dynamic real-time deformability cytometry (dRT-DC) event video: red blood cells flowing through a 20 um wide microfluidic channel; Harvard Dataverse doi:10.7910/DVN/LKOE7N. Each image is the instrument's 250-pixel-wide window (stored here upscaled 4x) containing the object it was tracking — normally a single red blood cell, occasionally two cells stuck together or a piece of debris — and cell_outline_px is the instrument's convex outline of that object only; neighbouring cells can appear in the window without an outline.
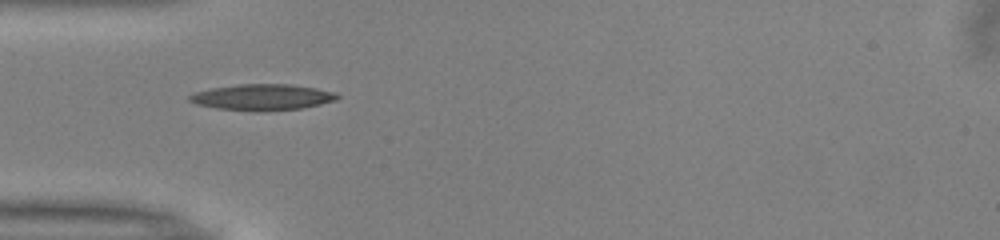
{"species": "common noctule bat (a hibernating species)", "species_latin": "Nyctalus noctula", "temperature_condition": "warm", "stored_images_in_passage": 36, "camera_frame_rate_fps": 3000, "um_per_image_px": 0.085, "animal": {"sex": "male", "body_mass_g": 13.0, "forearm_length_mm": 53.1}, "frame": {"image": 1, "passage_image": 1, "time_ms": 0.0, "image_size_px": [1000, 240], "cell_outline_px": [[340, 96], [336, 100], [320, 104], [300, 108], [216, 108], [196, 104], [188, 100], [188, 96], [196, 92], [212, 88], [240, 84], [288, 84], [316, 88], [336, 92]], "centroid_in_image_um": [22.32, 8.2], "position_along_channel_um": 62.7, "area_um2": 21.21}}
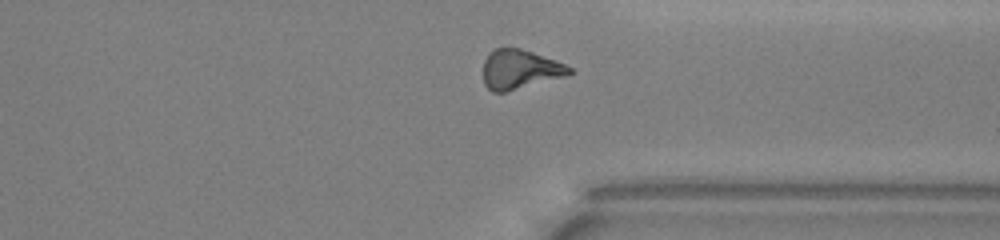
{"frame": {"image": 2, "passage_image": 24, "time_ms": 7.667, "image_size_px": [1000, 240], "cell_outline_px": [[576, 72], [568, 76], [504, 92], [492, 92], [484, 84], [484, 60], [496, 48], [520, 48], [532, 52], [564, 64], [572, 68]], "centroid_in_image_um": [44.23, 5.91], "position_along_channel_um": 367.2, "area_um2": 19.59}}
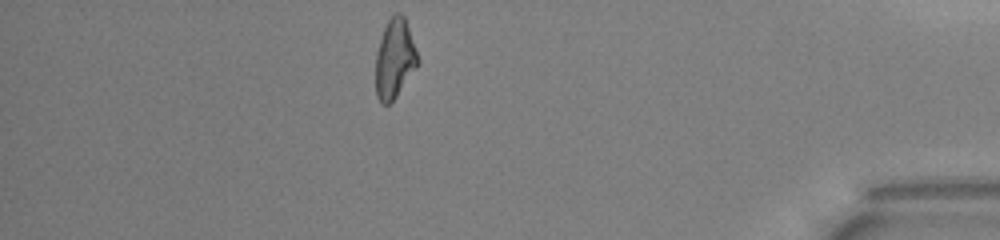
{"frame": {"image": 3, "passage_image": 30, "time_ms": 9.667, "image_size_px": [1000, 240], "cell_outline_px": [[420, 64], [396, 96], [388, 104], [380, 104], [376, 96], [376, 52], [384, 28], [388, 20], [396, 12], [400, 12], [404, 16], [420, 60]], "centroid_in_image_um": [33.56, 5.01], "position_along_channel_um": 401.6, "area_um2": 19.48}, "authors_computed_cell_mechanics": {"area_um2": 19.941, "velocity_mm_per_s": 4.0078, "shape_relaxation_time_tau1_ms": 11.3233, "shape_relaxation_time_tau2_ms": 8.168, "deformation_change_tau1": 0.2767, "deformation_change_tau2": 0.2245}}